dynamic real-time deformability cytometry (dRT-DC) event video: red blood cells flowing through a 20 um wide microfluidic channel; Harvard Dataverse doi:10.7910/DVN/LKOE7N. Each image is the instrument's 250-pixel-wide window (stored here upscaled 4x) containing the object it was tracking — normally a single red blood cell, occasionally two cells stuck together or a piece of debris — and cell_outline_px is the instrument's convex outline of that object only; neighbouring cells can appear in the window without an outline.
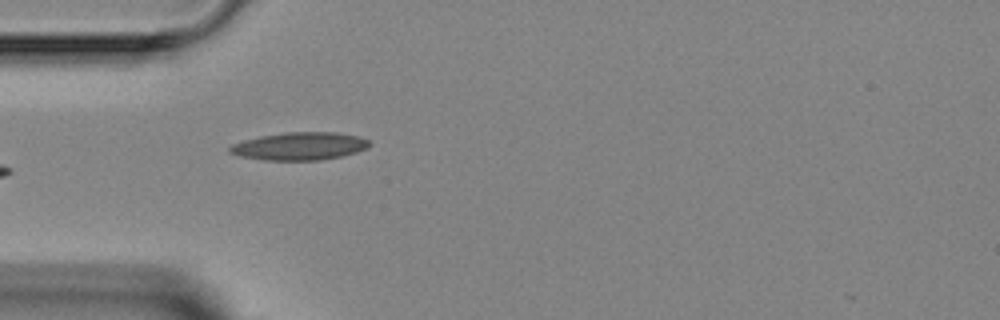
{"species": "Egyptian fruit bat (a non-hibernating species)", "species_latin": "Rousettus aegyptiacus", "temperature_condition": "room temperature", "stored_images_in_passage": 7, "camera_frame_rate_fps": 3000, "um_per_image_px": 0.085, "animal": {"sex": "female"}, "frame": {"image": 1, "passage_image": 4, "time_ms": 3.333, "image_size_px": [1000, 320], "cell_outline_px": [[372, 144], [368, 148], [344, 156], [320, 160], [264, 160], [240, 156], [228, 152], [228, 148], [232, 144], [244, 140], [260, 136], [288, 132], [336, 132], [360, 136], [368, 140]], "centroid_in_image_um": [25.5, 12.42], "position_along_channel_um": 59.5, "area_um2": 22.77}}
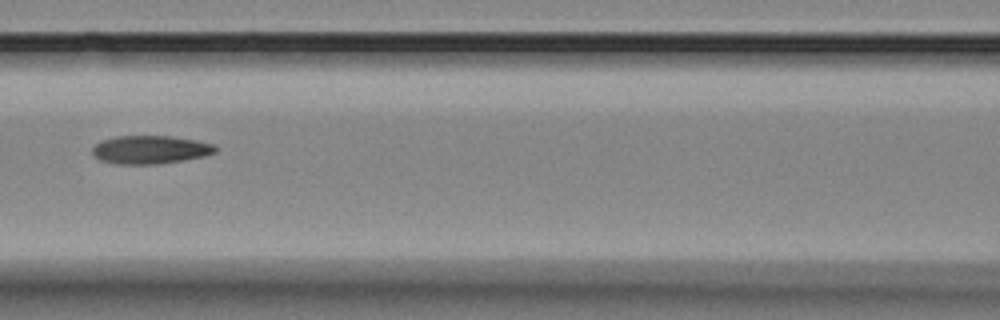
{"frame": {"image": 2, "passage_image": 6, "time_ms": 5.667, "image_size_px": [1000, 320], "cell_outline_px": [[216, 152], [204, 156], [156, 164], [116, 164], [100, 160], [92, 152], [92, 148], [100, 140], [116, 136], [172, 136], [196, 140], [216, 144]], "centroid_in_image_um": [12.77, 12.71], "position_along_channel_um": 153.8, "area_um2": 20.23}}
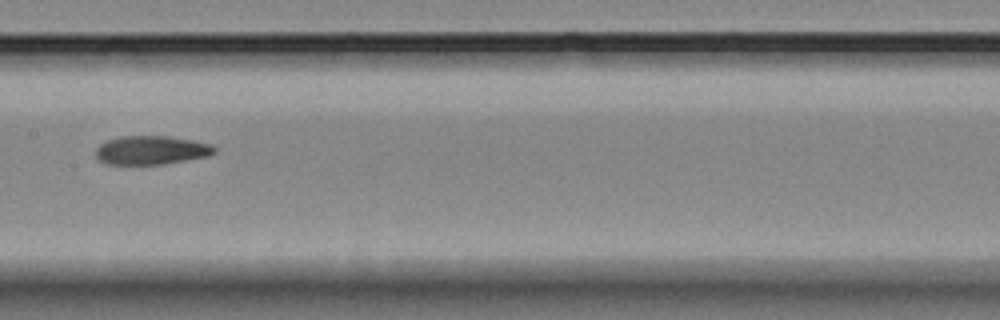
{"frame": {"image": 3, "passage_image": 7, "time_ms": 6.667, "image_size_px": [1000, 320], "cell_outline_px": [[216, 152], [208, 156], [164, 164], [104, 164], [96, 156], [96, 148], [100, 144], [108, 140], [120, 136], [168, 136], [192, 140], [212, 144], [216, 148]], "centroid_in_image_um": [12.87, 12.76], "position_along_channel_um": 194.5, "area_um2": 19.88}}